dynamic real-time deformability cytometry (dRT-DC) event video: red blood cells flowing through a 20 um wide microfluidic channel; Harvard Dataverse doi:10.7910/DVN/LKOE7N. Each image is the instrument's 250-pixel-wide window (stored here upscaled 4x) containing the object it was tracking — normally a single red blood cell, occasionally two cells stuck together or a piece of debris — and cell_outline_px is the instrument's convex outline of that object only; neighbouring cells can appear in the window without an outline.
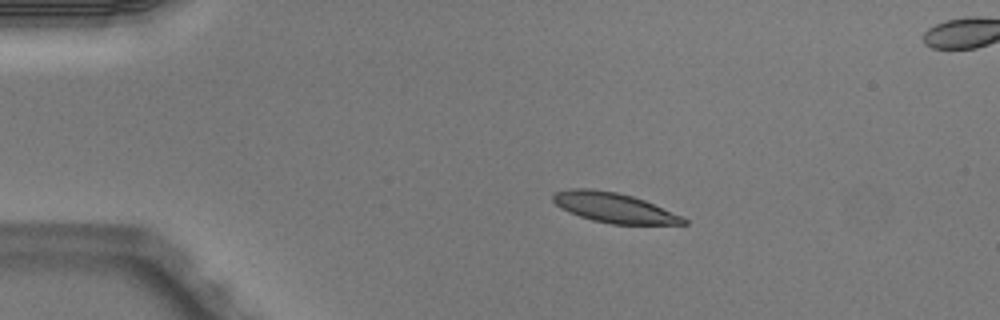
{"species": "Egyptian fruit bat (a non-hibernating species)", "species_latin": "Rousettus aegyptiacus", "temperature_condition": "warm", "stored_images_in_passage": 4, "camera_frame_rate_fps": 3000, "um_per_image_px": 0.085, "animal": {"sex": "male"}, "frame": {"image": 1, "passage_image": 2, "time_ms": 0.333, "image_size_px": [1000, 320], "cell_outline_px": [[688, 224], [612, 224], [592, 220], [568, 212], [556, 204], [552, 200], [552, 196], [556, 192], [572, 188], [588, 188], [616, 192], [632, 196], [644, 200], [680, 216], [688, 220]], "centroid_in_image_um": [52.16, 17.65], "position_along_channel_um": 32.8, "area_um2": 22.37}}